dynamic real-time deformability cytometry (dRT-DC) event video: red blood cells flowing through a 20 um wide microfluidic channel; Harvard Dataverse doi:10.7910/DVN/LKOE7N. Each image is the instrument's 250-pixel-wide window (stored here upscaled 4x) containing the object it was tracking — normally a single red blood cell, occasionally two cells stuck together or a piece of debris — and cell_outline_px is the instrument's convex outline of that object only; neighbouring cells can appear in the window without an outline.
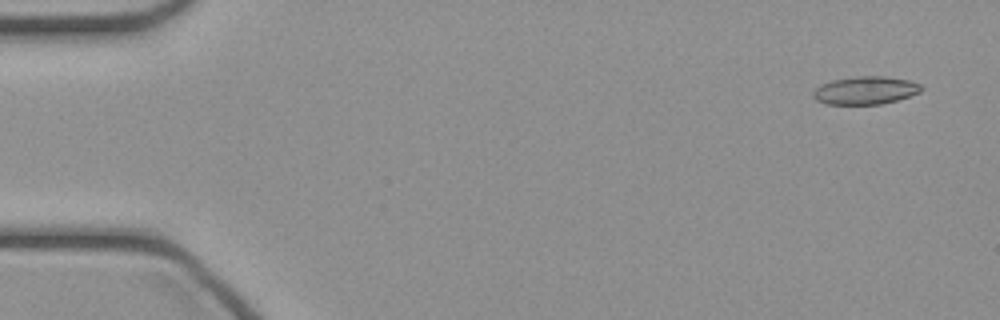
{"species": "common noctule bat (a hibernating species)", "species_latin": "Nyctalus noctula", "temperature_condition": "cold", "stored_images_in_passage": 47, "camera_frame_rate_fps": 3000, "um_per_image_px": 0.085, "animal": {"sex": "female", "body_mass_g": 21.9}, "frame": {"image": 1, "passage_image": 3, "time_ms": 0.667, "image_size_px": [1000, 320], "cell_outline_px": [[924, 88], [920, 92], [896, 100], [880, 104], [828, 104], [816, 100], [812, 96], [812, 92], [820, 84], [832, 80], [860, 76], [884, 76], [908, 80], [920, 84]], "centroid_in_image_um": [73.54, 7.68], "position_along_channel_um": 11.5, "area_um2": 17.51}}
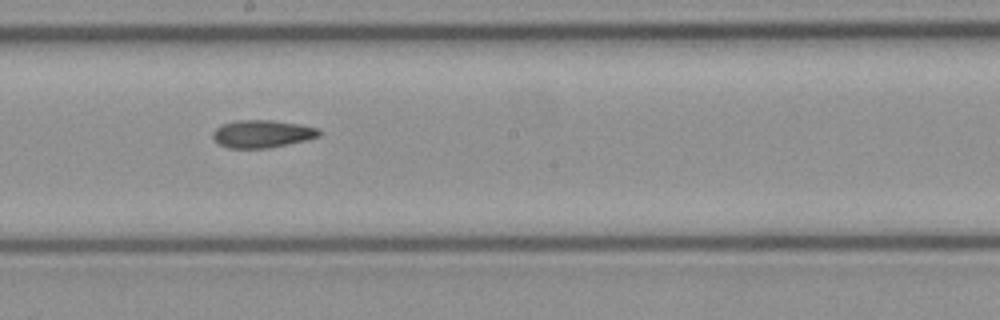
{"frame": {"image": 2, "passage_image": 26, "time_ms": 8.333, "image_size_px": [1000, 320], "cell_outline_px": [[320, 136], [304, 140], [268, 148], [228, 148], [220, 144], [212, 136], [212, 132], [220, 124], [236, 120], [272, 120], [300, 124], [320, 128]], "centroid_in_image_um": [22.27, 11.36], "position_along_channel_um": 225.9, "area_um2": 17.11}}
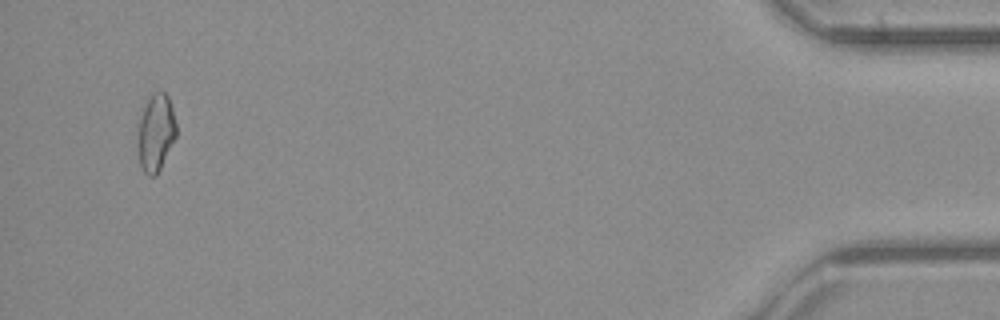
{"frame": {"image": 3, "passage_image": 45, "time_ms": 14.667, "image_size_px": [1000, 320], "cell_outline_px": [[176, 136], [156, 176], [148, 176], [144, 172], [140, 164], [136, 144], [136, 124], [140, 108], [152, 92], [160, 88], [168, 96], [172, 108], [176, 124]], "centroid_in_image_um": [13.17, 11.2], "position_along_channel_um": 422.0, "area_um2": 18.21}}